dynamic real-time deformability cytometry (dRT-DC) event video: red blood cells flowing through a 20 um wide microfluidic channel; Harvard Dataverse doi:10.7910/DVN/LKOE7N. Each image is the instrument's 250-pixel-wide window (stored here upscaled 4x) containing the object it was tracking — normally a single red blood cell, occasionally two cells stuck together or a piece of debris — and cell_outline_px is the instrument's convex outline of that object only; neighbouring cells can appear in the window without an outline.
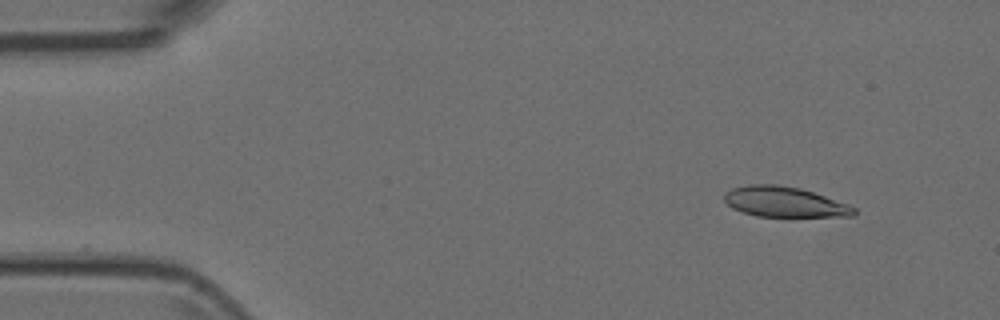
{"species": "Egyptian fruit bat (a non-hibernating species)", "species_latin": "Rousettus aegyptiacus", "temperature_condition": "room temperature", "stored_images_in_passage": 4, "camera_frame_rate_fps": 3000, "um_per_image_px": 0.085, "animal": {"sex": "female"}, "frame": {"image": 1, "passage_image": 2, "time_ms": 0.333, "image_size_px": [1000, 320], "cell_outline_px": [[856, 216], [756, 216], [740, 212], [732, 208], [724, 200], [724, 196], [732, 188], [748, 184], [776, 184], [800, 188], [848, 204], [856, 208]], "centroid_in_image_um": [66.67, 17.16], "position_along_channel_um": 18.3, "area_um2": 22.77}}
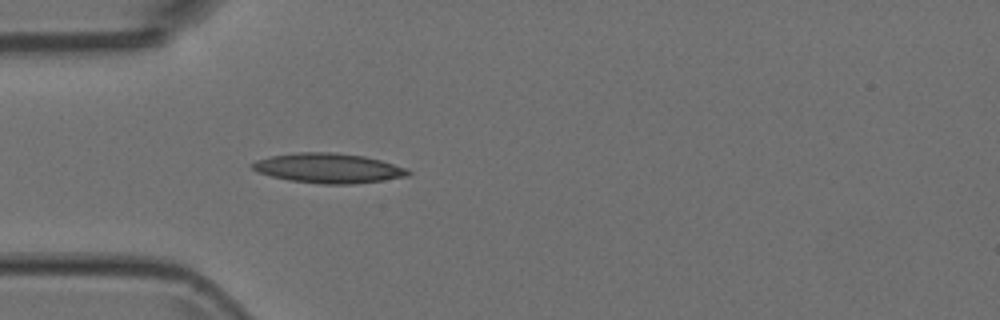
{"frame": {"image": 2, "passage_image": 4, "time_ms": 1.0, "image_size_px": [1000, 320], "cell_outline_px": [[412, 172], [408, 176], [384, 180], [352, 184], [320, 184], [288, 180], [272, 176], [260, 172], [252, 168], [248, 164], [256, 160], [272, 156], [296, 152], [336, 152], [364, 156], [380, 160], [408, 168]], "centroid_in_image_um": [27.93, 14.29], "position_along_channel_um": 57.1, "area_um2": 27.11}}